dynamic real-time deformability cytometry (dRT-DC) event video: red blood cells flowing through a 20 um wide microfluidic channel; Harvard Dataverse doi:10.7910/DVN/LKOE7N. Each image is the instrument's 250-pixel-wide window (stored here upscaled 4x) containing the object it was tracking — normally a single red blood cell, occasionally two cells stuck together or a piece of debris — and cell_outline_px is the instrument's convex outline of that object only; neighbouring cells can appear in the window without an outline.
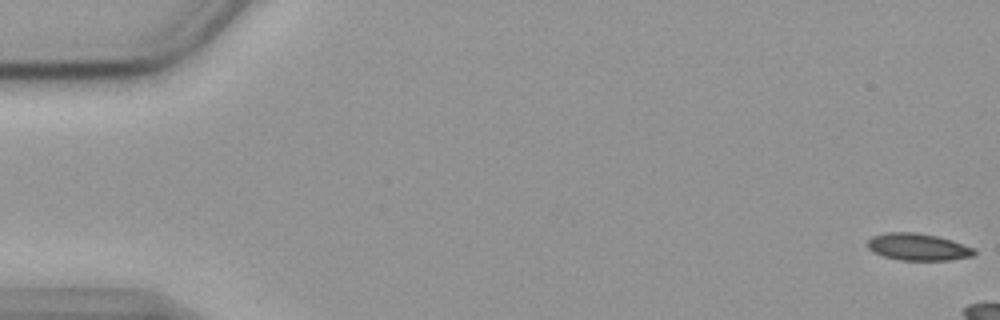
{"species": "common noctule bat (a hibernating species)", "species_latin": "Nyctalus noctula", "temperature_condition": "cold", "stored_images_in_passage": 9, "camera_frame_rate_fps": 3000, "um_per_image_px": 0.085, "animal": {"sex": "female", "body_mass_g": 19.9}, "frame": {"image": 1, "passage_image": 1, "time_ms": 0.0, "image_size_px": [1000, 320], "cell_outline_px": [[976, 252], [972, 256], [948, 260], [900, 260], [884, 256], [872, 252], [868, 248], [868, 240], [872, 236], [884, 232], [916, 232], [936, 236], [952, 240], [976, 248]], "centroid_in_image_um": [78.02, 20.98], "position_along_channel_um": 7.0, "area_um2": 16.88}}